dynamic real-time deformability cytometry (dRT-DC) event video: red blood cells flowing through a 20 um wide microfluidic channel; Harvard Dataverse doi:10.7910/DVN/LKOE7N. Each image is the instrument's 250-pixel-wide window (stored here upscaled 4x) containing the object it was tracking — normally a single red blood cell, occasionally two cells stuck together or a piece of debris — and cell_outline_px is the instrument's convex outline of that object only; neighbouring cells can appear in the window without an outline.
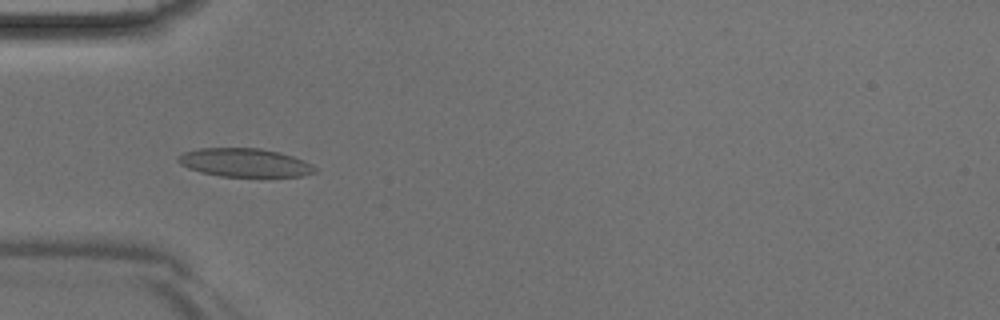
{"species": "Egyptian fruit bat (a non-hibernating species)", "species_latin": "Rousettus aegyptiacus", "temperature_condition": "room temperature", "stored_images_in_passage": 44, "camera_frame_rate_fps": 3000, "um_per_image_px": 0.085, "animal": {"sex": "male"}, "frame": {"image": 1, "passage_image": 13, "time_ms": 4.0, "image_size_px": [1000, 320], "cell_outline_px": [[316, 172], [304, 176], [220, 176], [200, 172], [188, 168], [180, 164], [176, 160], [176, 156], [184, 152], [200, 148], [260, 148], [280, 152], [304, 160], [312, 164], [316, 168]], "centroid_in_image_um": [20.79, 13.82], "position_along_channel_um": 64.2, "area_um2": 22.77}}
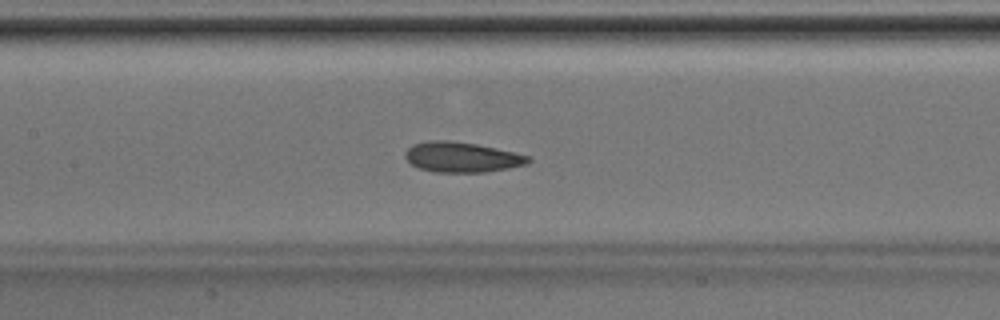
{"frame": {"image": 2, "passage_image": 20, "time_ms": 6.333, "image_size_px": [1000, 320], "cell_outline_px": [[532, 160], [528, 164], [508, 168], [484, 172], [436, 172], [420, 168], [412, 164], [404, 156], [404, 152], [412, 144], [428, 140], [448, 140], [476, 144], [532, 156]], "centroid_in_image_um": [39.26, 13.35], "position_along_channel_um": 168.1, "area_um2": 21.68}}
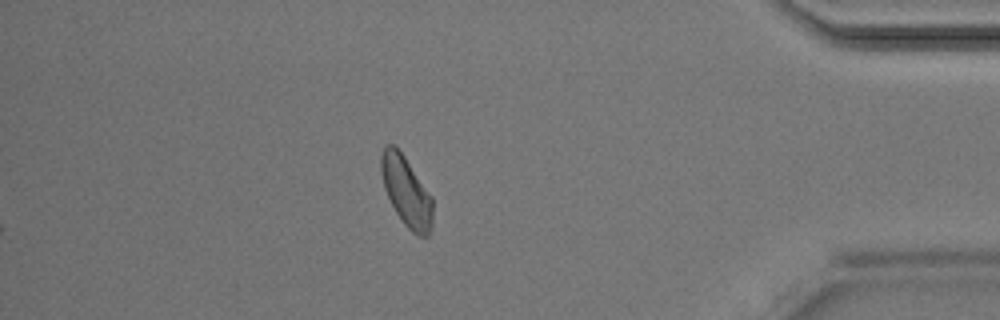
{"frame": {"image": 3, "passage_image": 38, "time_ms": 12.333, "image_size_px": [1000, 320], "cell_outline_px": [[432, 228], [428, 236], [416, 236], [404, 224], [396, 212], [384, 188], [380, 172], [380, 156], [384, 144], [392, 144], [404, 156], [432, 196]], "centroid_in_image_um": [34.53, 16.27], "position_along_channel_um": 400.7, "area_um2": 20.98}}